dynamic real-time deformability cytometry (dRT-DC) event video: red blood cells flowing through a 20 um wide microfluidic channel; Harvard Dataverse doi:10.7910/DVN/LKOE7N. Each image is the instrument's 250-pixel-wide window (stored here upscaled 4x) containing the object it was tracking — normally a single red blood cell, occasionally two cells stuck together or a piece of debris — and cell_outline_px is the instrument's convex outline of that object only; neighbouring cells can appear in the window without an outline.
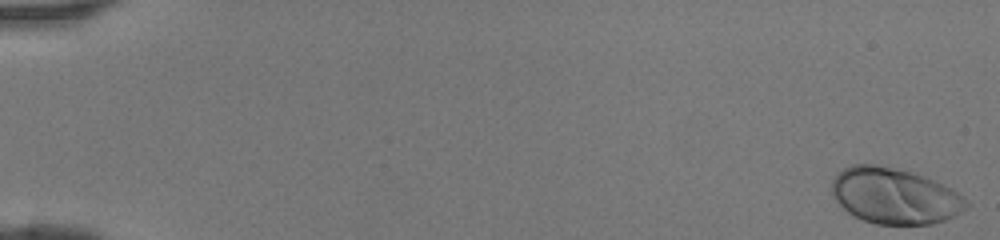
{"species": "human", "species_latin": "Homo sapiens", "temperature_condition": "room temperature", "stored_images_in_passage": 46, "camera_frame_rate_fps": 3000, "um_per_image_px": 0.085, "donor": {"sex": "female"}, "frame": {"image": 1, "passage_image": 1, "time_ms": 0.0, "image_size_px": [1000, 240], "cell_outline_px": [[968, 204], [956, 216], [932, 224], [876, 224], [852, 216], [832, 196], [832, 180], [844, 168], [852, 164], [880, 164], [912, 172], [932, 180], [956, 192]], "centroid_in_image_um": [75.99, 16.65], "position_along_channel_um": 9.0, "area_um2": 43.35}}
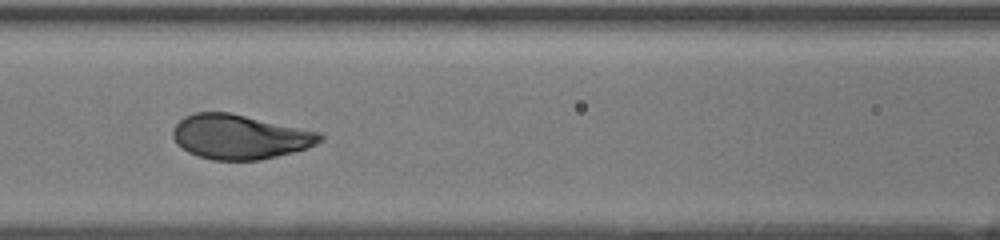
{"frame": {"image": 2, "passage_image": 22, "time_ms": 7.0, "image_size_px": [1000, 240], "cell_outline_px": [[324, 140], [308, 148], [260, 160], [212, 160], [196, 156], [188, 152], [176, 144], [172, 136], [172, 128], [184, 116], [196, 112], [228, 112], [320, 132], [324, 136]], "centroid_in_image_um": [20.36, 11.63], "position_along_channel_um": 146.2, "area_um2": 38.26}}
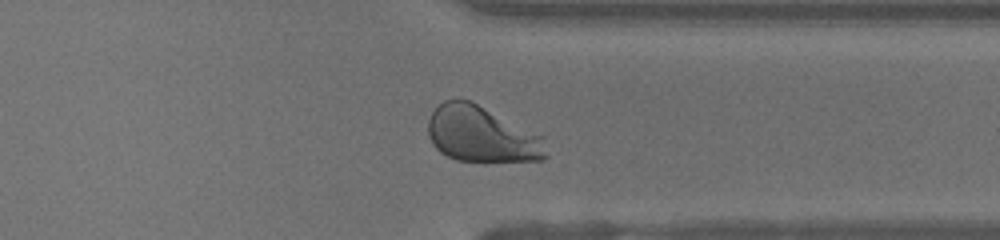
{"frame": {"image": 3, "passage_image": 37, "time_ms": 12.0, "image_size_px": [1000, 240], "cell_outline_px": [[548, 156], [544, 160], [456, 160], [440, 152], [432, 144], [428, 136], [428, 120], [432, 112], [444, 100], [472, 100], [544, 136]], "centroid_in_image_um": [40.96, 11.4], "position_along_channel_um": 370.4, "area_um2": 38.55}}